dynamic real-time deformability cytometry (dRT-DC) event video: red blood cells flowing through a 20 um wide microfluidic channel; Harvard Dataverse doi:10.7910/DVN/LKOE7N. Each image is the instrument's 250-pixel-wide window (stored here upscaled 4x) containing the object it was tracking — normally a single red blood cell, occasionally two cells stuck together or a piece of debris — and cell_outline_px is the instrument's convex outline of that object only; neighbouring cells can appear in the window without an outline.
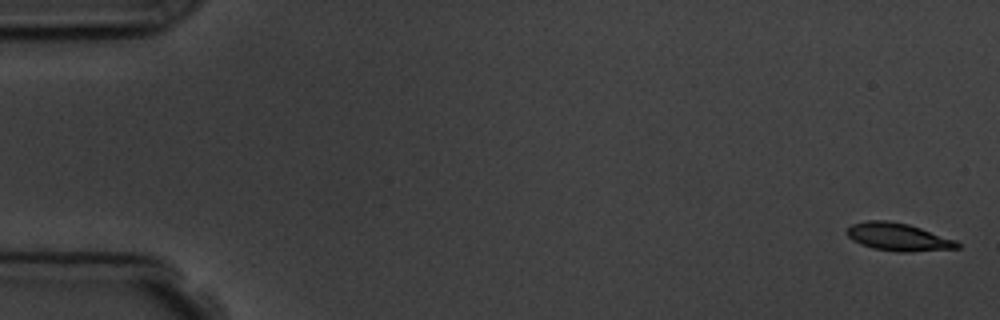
{"species": "common noctule bat (a hibernating species)", "species_latin": "Nyctalus noctula", "temperature_condition": "room temperature", "stored_images_in_passage": 6, "camera_frame_rate_fps": 3000, "um_per_image_px": 0.085, "animal": {"sex": "male", "body_mass_g": 19.5, "forearm_length_mm": 54.6}, "frame": {"image": 1, "passage_image": 1, "time_ms": 0.0, "image_size_px": [1000, 320], "cell_outline_px": [[960, 248], [908, 252], [900, 252], [872, 248], [860, 244], [852, 240], [844, 232], [852, 224], [868, 220], [888, 220], [908, 224], [956, 240], [960, 244]], "centroid_in_image_um": [76.32, 20.14], "position_along_channel_um": 8.7, "area_um2": 17.86}}
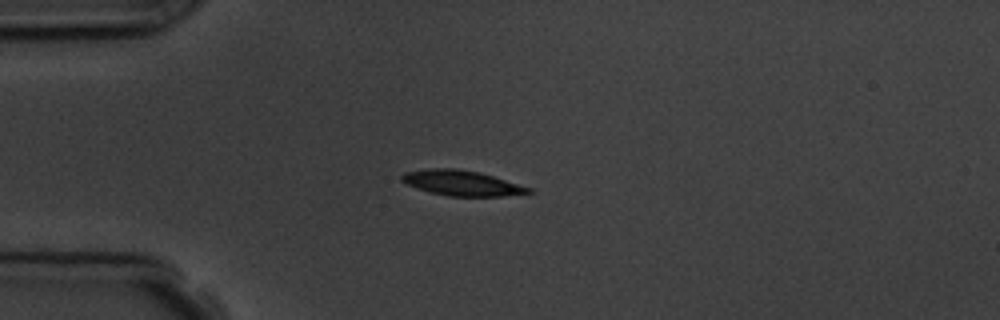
{"frame": {"image": 2, "passage_image": 5, "time_ms": 4.333, "image_size_px": [1000, 320], "cell_outline_px": [[532, 192], [504, 196], [448, 196], [416, 188], [400, 180], [400, 176], [404, 172], [432, 168], [456, 168], [480, 172], [532, 188]], "centroid_in_image_um": [39.24, 15.55], "position_along_channel_um": 45.8, "area_um2": 18.55}}
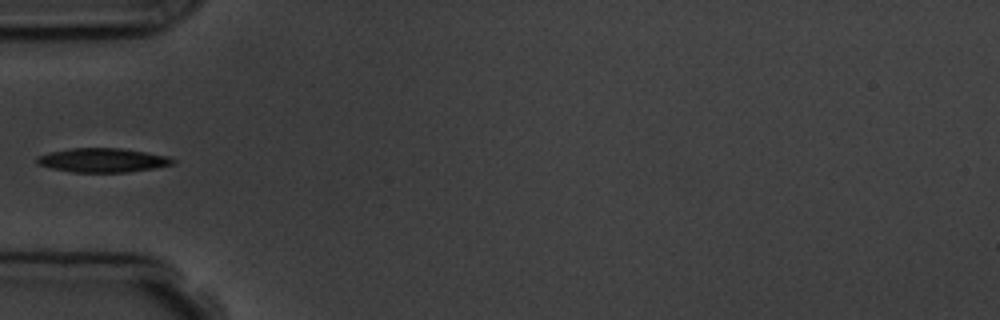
{"frame": {"image": 3, "passage_image": 6, "time_ms": 5.667, "image_size_px": [1000, 320], "cell_outline_px": [[176, 164], [156, 168], [128, 172], [72, 172], [52, 168], [36, 164], [36, 156], [48, 152], [72, 148], [120, 148], [168, 156], [176, 160]], "centroid_in_image_um": [8.73, 13.62], "position_along_channel_um": 76.3, "area_um2": 19.19}}